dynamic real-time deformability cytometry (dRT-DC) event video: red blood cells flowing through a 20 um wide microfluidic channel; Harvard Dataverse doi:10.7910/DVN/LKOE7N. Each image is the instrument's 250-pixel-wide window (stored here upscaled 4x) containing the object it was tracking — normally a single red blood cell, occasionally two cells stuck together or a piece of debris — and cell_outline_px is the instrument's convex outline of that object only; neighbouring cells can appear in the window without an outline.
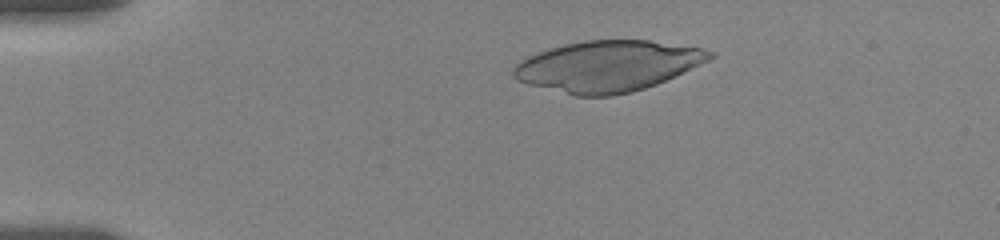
{"species": "human", "species_latin": "Homo sapiens", "temperature_condition": "room temperature", "stored_images_in_passage": 23, "camera_frame_rate_fps": 3000, "um_per_image_px": 0.085, "donor": {"sex": "female"}, "frame": {"image": 1, "passage_image": 8, "time_ms": 3.0, "image_size_px": [1000, 240], "cell_outline_px": [[716, 56], [700, 64], [656, 84], [632, 92], [608, 96], [576, 96], [528, 84], [516, 80], [512, 76], [512, 68], [520, 60], [528, 56], [548, 48], [564, 44], [584, 40], [648, 40], [700, 48], [712, 52]], "centroid_in_image_um": [51.59, 5.62], "position_along_channel_um": 33.4, "area_um2": 57.92}}